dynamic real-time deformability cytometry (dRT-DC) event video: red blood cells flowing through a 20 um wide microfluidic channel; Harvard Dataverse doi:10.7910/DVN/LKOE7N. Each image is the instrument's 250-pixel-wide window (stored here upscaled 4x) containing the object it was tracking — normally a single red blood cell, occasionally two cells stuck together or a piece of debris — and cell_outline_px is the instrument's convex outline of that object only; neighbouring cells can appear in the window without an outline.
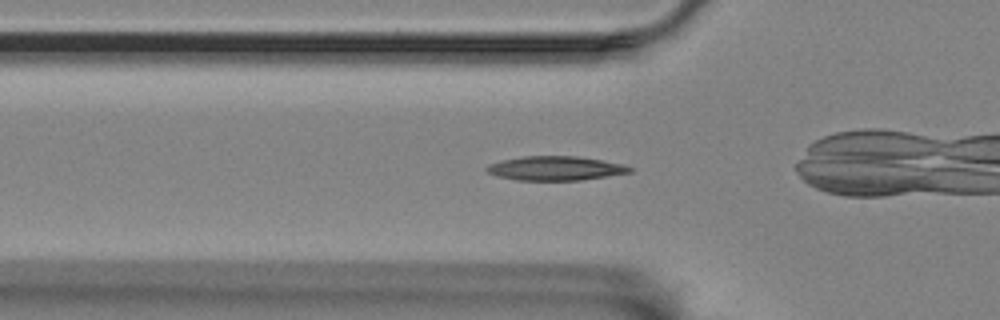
{"species": "Egyptian fruit bat (a non-hibernating species)", "species_latin": "Rousettus aegyptiacus", "temperature_condition": "room temperature", "stored_images_in_passage": 44, "camera_frame_rate_fps": 3000, "um_per_image_px": 0.085, "animal": {"sex": "female"}, "frame": {"image": 1, "passage_image": 12, "time_ms": 3.667, "image_size_px": [1000, 320], "cell_outline_px": [[632, 172], [580, 180], [516, 180], [496, 176], [488, 172], [484, 168], [488, 164], [500, 160], [524, 156], [576, 156], [600, 160], [620, 164], [632, 168]], "centroid_in_image_um": [47.13, 14.3], "position_along_channel_um": 78.7, "area_um2": 20.0}}
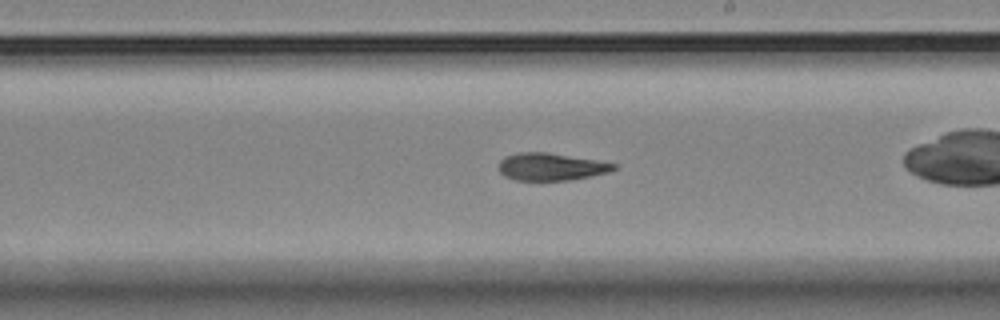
{"frame": {"image": 2, "passage_image": 26, "time_ms": 8.333, "image_size_px": [1000, 320], "cell_outline_px": [[616, 168], [608, 172], [592, 176], [572, 180], [516, 180], [504, 176], [500, 172], [500, 160], [504, 156], [520, 152], [548, 152], [596, 160], [616, 164]], "centroid_in_image_um": [46.82, 14.17], "position_along_channel_um": 242.2, "area_um2": 18.32}}
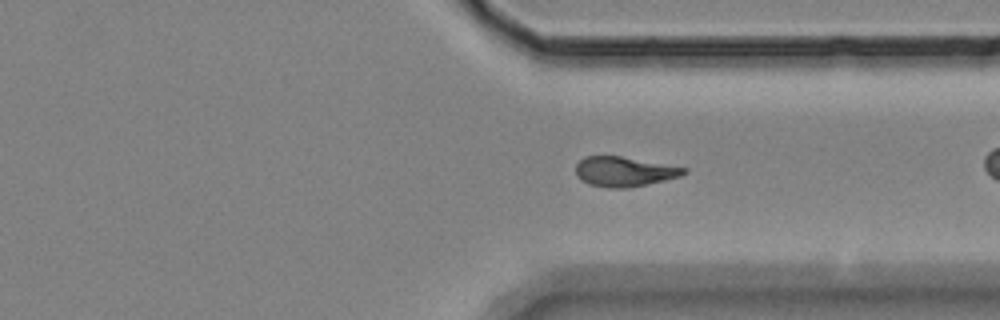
{"frame": {"image": 3, "passage_image": 36, "time_ms": 11.667, "image_size_px": [1000, 320], "cell_outline_px": [[688, 172], [680, 176], [664, 180], [628, 188], [608, 188], [588, 184], [580, 180], [576, 176], [576, 164], [584, 156], [620, 156], [688, 168]], "centroid_in_image_um": [53.03, 14.59], "position_along_channel_um": 358.4, "area_um2": 18.79}}